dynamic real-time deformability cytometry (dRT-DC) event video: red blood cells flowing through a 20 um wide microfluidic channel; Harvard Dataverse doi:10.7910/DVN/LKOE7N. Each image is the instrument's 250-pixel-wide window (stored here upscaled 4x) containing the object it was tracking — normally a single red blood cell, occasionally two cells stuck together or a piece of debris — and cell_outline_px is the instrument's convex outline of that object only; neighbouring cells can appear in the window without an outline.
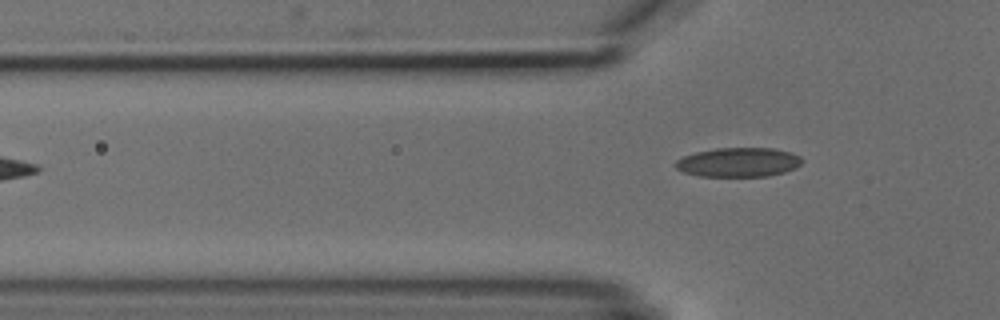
{"species": "common noctule bat (a hibernating species)", "species_latin": "Nyctalus noctula", "temperature_condition": "cold", "stored_images_in_passage": 4, "camera_frame_rate_fps": 3000, "um_per_image_px": 0.085, "animal": {"sex": "male", "body_mass_g": 18.8}, "frame": {"image": 1, "passage_image": 4, "time_ms": 3.667, "image_size_px": [1000, 320], "cell_outline_px": [[804, 160], [796, 168], [784, 172], [768, 176], [696, 176], [684, 172], [676, 168], [676, 160], [684, 156], [696, 152], [716, 148], [772, 148], [792, 152], [800, 156]], "centroid_in_image_um": [62.8, 13.79], "position_along_channel_um": 63.0, "area_um2": 21.62}}